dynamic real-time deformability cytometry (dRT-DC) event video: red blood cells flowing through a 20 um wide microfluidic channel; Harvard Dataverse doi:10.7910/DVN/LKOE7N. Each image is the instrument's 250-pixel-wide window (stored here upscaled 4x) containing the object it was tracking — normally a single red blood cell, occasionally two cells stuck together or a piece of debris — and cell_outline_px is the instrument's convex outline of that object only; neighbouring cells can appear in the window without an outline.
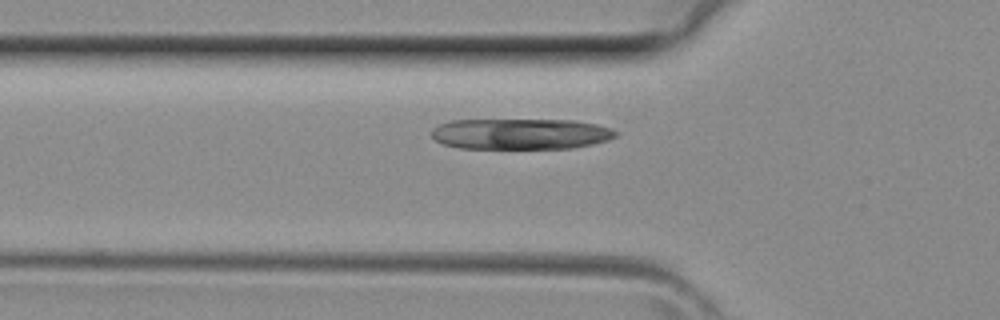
{"species": "common noctule bat (a hibernating species)", "species_latin": "Nyctalus noctula", "temperature_condition": "room temperature", "stored_images_in_passage": 4, "segment_of_instrument_passage": [1, 2], "camera_frame_rate_fps": 3000, "um_per_image_px": 0.085, "animal": {"sex": "female", "body_mass_g": 29.2, "forearm_length_mm": 56.3}, "frame": {"image": 1, "passage_image": 3, "time_ms": 0.667, "image_size_px": [1000, 320], "cell_outline_px": [[620, 132], [616, 136], [608, 140], [592, 144], [572, 148], [460, 148], [444, 144], [436, 140], [432, 136], [432, 128], [440, 124], [452, 120], [576, 120], [596, 124], [612, 128]], "centroid_in_image_um": [44.3, 11.37], "position_along_channel_um": 81.5, "area_um2": 33.12}}